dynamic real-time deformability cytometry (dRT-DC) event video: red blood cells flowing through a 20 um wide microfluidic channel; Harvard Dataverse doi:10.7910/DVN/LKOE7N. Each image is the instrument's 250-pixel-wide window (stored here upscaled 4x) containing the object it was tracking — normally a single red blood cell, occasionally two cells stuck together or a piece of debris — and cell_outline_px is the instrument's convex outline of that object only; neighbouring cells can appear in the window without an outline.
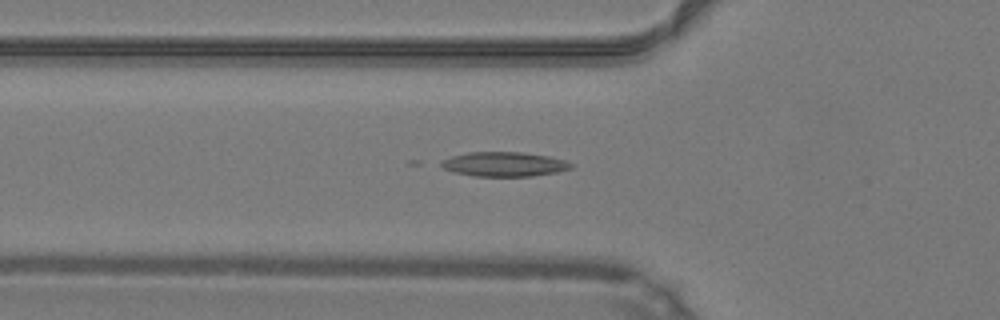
{"species": "common noctule bat (a hibernating species)", "species_latin": "Nyctalus noctula", "temperature_condition": "warm", "stored_images_in_passage": 48, "camera_frame_rate_fps": 3000, "um_per_image_px": 0.085, "animal": {"sex": "male", "body_mass_g": 19.2, "forearm_length_mm": 51.8}, "frame": {"image": 1, "passage_image": 17, "time_ms": 5.333, "image_size_px": [1000, 320], "cell_outline_px": [[572, 168], [556, 172], [532, 176], [476, 176], [456, 172], [444, 168], [436, 164], [452, 156], [468, 152], [524, 152], [548, 156], [564, 160], [572, 164]], "centroid_in_image_um": [42.85, 13.95], "position_along_channel_um": 83.0, "area_um2": 18.38}}
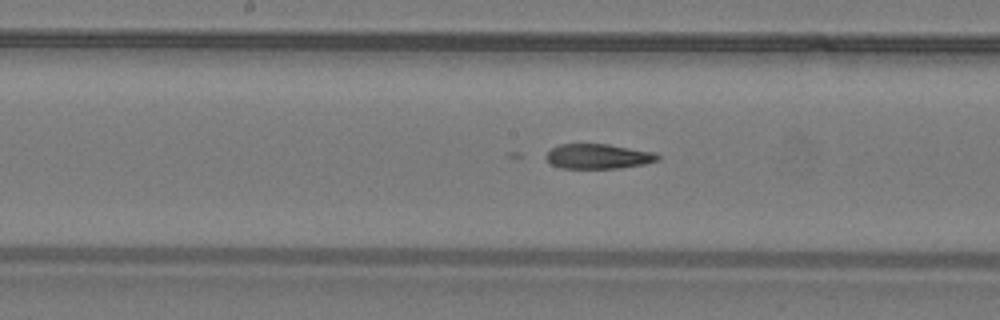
{"frame": {"image": 2, "passage_image": 25, "time_ms": 8.0, "image_size_px": [1000, 320], "cell_outline_px": [[660, 160], [644, 164], [616, 168], [560, 168], [552, 164], [544, 156], [552, 148], [560, 144], [608, 144], [656, 152], [660, 156]], "centroid_in_image_um": [50.88, 13.28], "position_along_channel_um": 197.3, "area_um2": 16.18}}
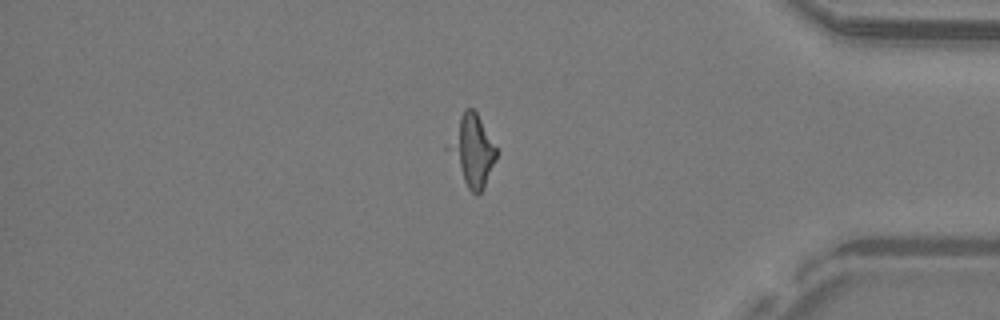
{"frame": {"image": 3, "passage_image": 41, "time_ms": 13.333, "image_size_px": [1000, 320], "cell_outline_px": [[496, 160], [484, 188], [476, 196], [468, 188], [444, 148], [464, 108], [472, 108], [476, 112], [496, 148]], "centroid_in_image_um": [40.1, 12.81], "position_along_channel_um": 395.1, "area_um2": 19.71}, "authors_computed_cell_mechanics": {"area_um2": 18.1781, "velocity_mm_per_s": 4.2557, "shape_relaxation_time_tau1_ms": null, "shape_relaxation_time_tau2_ms": 3.432, "deformation_change_tau1": null, "deformation_change_tau2": 0.1381}}